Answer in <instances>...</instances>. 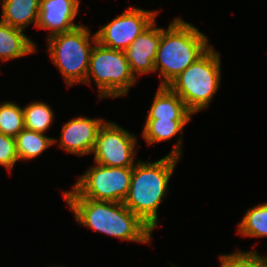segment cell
Instances as JSON below:
<instances>
[{
	"label": "cell",
	"instance_id": "obj_20",
	"mask_svg": "<svg viewBox=\"0 0 267 267\" xmlns=\"http://www.w3.org/2000/svg\"><path fill=\"white\" fill-rule=\"evenodd\" d=\"M23 129V108L14 102H0V132L15 138Z\"/></svg>",
	"mask_w": 267,
	"mask_h": 267
},
{
	"label": "cell",
	"instance_id": "obj_21",
	"mask_svg": "<svg viewBox=\"0 0 267 267\" xmlns=\"http://www.w3.org/2000/svg\"><path fill=\"white\" fill-rule=\"evenodd\" d=\"M220 267H264L257 250L219 255Z\"/></svg>",
	"mask_w": 267,
	"mask_h": 267
},
{
	"label": "cell",
	"instance_id": "obj_6",
	"mask_svg": "<svg viewBox=\"0 0 267 267\" xmlns=\"http://www.w3.org/2000/svg\"><path fill=\"white\" fill-rule=\"evenodd\" d=\"M94 79L99 98L125 96L137 79L132 74L124 51L110 49L96 42L91 50L85 83Z\"/></svg>",
	"mask_w": 267,
	"mask_h": 267
},
{
	"label": "cell",
	"instance_id": "obj_10",
	"mask_svg": "<svg viewBox=\"0 0 267 267\" xmlns=\"http://www.w3.org/2000/svg\"><path fill=\"white\" fill-rule=\"evenodd\" d=\"M105 121L101 118L76 117L66 122L61 129L59 147L70 154L87 155L93 152L100 127Z\"/></svg>",
	"mask_w": 267,
	"mask_h": 267
},
{
	"label": "cell",
	"instance_id": "obj_23",
	"mask_svg": "<svg viewBox=\"0 0 267 267\" xmlns=\"http://www.w3.org/2000/svg\"><path fill=\"white\" fill-rule=\"evenodd\" d=\"M258 255H259V257H260V259H261V261L263 263V266L267 267V257L266 256H262L260 254H258Z\"/></svg>",
	"mask_w": 267,
	"mask_h": 267
},
{
	"label": "cell",
	"instance_id": "obj_7",
	"mask_svg": "<svg viewBox=\"0 0 267 267\" xmlns=\"http://www.w3.org/2000/svg\"><path fill=\"white\" fill-rule=\"evenodd\" d=\"M95 164L79 176L70 191H63V197L123 202L130 188L133 167H106Z\"/></svg>",
	"mask_w": 267,
	"mask_h": 267
},
{
	"label": "cell",
	"instance_id": "obj_13",
	"mask_svg": "<svg viewBox=\"0 0 267 267\" xmlns=\"http://www.w3.org/2000/svg\"><path fill=\"white\" fill-rule=\"evenodd\" d=\"M153 99L146 119L191 120L193 113L168 86H159Z\"/></svg>",
	"mask_w": 267,
	"mask_h": 267
},
{
	"label": "cell",
	"instance_id": "obj_9",
	"mask_svg": "<svg viewBox=\"0 0 267 267\" xmlns=\"http://www.w3.org/2000/svg\"><path fill=\"white\" fill-rule=\"evenodd\" d=\"M157 13L128 6L122 14L95 32L97 42L110 49L125 51L155 21Z\"/></svg>",
	"mask_w": 267,
	"mask_h": 267
},
{
	"label": "cell",
	"instance_id": "obj_14",
	"mask_svg": "<svg viewBox=\"0 0 267 267\" xmlns=\"http://www.w3.org/2000/svg\"><path fill=\"white\" fill-rule=\"evenodd\" d=\"M36 44L22 29L0 20V61L17 59L36 52Z\"/></svg>",
	"mask_w": 267,
	"mask_h": 267
},
{
	"label": "cell",
	"instance_id": "obj_17",
	"mask_svg": "<svg viewBox=\"0 0 267 267\" xmlns=\"http://www.w3.org/2000/svg\"><path fill=\"white\" fill-rule=\"evenodd\" d=\"M58 140L24 128L16 137L15 145L19 161L35 159Z\"/></svg>",
	"mask_w": 267,
	"mask_h": 267
},
{
	"label": "cell",
	"instance_id": "obj_3",
	"mask_svg": "<svg viewBox=\"0 0 267 267\" xmlns=\"http://www.w3.org/2000/svg\"><path fill=\"white\" fill-rule=\"evenodd\" d=\"M210 47L208 37L181 18L171 21L167 29L161 28V41L154 60L155 72L161 75L159 86H168Z\"/></svg>",
	"mask_w": 267,
	"mask_h": 267
},
{
	"label": "cell",
	"instance_id": "obj_22",
	"mask_svg": "<svg viewBox=\"0 0 267 267\" xmlns=\"http://www.w3.org/2000/svg\"><path fill=\"white\" fill-rule=\"evenodd\" d=\"M17 161L15 138L0 132V165L11 172Z\"/></svg>",
	"mask_w": 267,
	"mask_h": 267
},
{
	"label": "cell",
	"instance_id": "obj_18",
	"mask_svg": "<svg viewBox=\"0 0 267 267\" xmlns=\"http://www.w3.org/2000/svg\"><path fill=\"white\" fill-rule=\"evenodd\" d=\"M237 233L245 237L267 236V202L247 210L238 224Z\"/></svg>",
	"mask_w": 267,
	"mask_h": 267
},
{
	"label": "cell",
	"instance_id": "obj_19",
	"mask_svg": "<svg viewBox=\"0 0 267 267\" xmlns=\"http://www.w3.org/2000/svg\"><path fill=\"white\" fill-rule=\"evenodd\" d=\"M24 128L45 133L53 123L54 112L48 103L31 102L23 108Z\"/></svg>",
	"mask_w": 267,
	"mask_h": 267
},
{
	"label": "cell",
	"instance_id": "obj_16",
	"mask_svg": "<svg viewBox=\"0 0 267 267\" xmlns=\"http://www.w3.org/2000/svg\"><path fill=\"white\" fill-rule=\"evenodd\" d=\"M1 21L24 30L28 25L36 27L39 17L40 0H3Z\"/></svg>",
	"mask_w": 267,
	"mask_h": 267
},
{
	"label": "cell",
	"instance_id": "obj_5",
	"mask_svg": "<svg viewBox=\"0 0 267 267\" xmlns=\"http://www.w3.org/2000/svg\"><path fill=\"white\" fill-rule=\"evenodd\" d=\"M47 41L52 63L61 72L67 86L85 83L91 50L97 42L96 34L91 36L90 29L81 25L47 38Z\"/></svg>",
	"mask_w": 267,
	"mask_h": 267
},
{
	"label": "cell",
	"instance_id": "obj_2",
	"mask_svg": "<svg viewBox=\"0 0 267 267\" xmlns=\"http://www.w3.org/2000/svg\"><path fill=\"white\" fill-rule=\"evenodd\" d=\"M179 159L168 154L154 163L138 160L133 167L123 203L152 230L158 225V208L168 192L169 179Z\"/></svg>",
	"mask_w": 267,
	"mask_h": 267
},
{
	"label": "cell",
	"instance_id": "obj_8",
	"mask_svg": "<svg viewBox=\"0 0 267 267\" xmlns=\"http://www.w3.org/2000/svg\"><path fill=\"white\" fill-rule=\"evenodd\" d=\"M137 139L116 123L105 121L92 152L95 163L106 167H134Z\"/></svg>",
	"mask_w": 267,
	"mask_h": 267
},
{
	"label": "cell",
	"instance_id": "obj_1",
	"mask_svg": "<svg viewBox=\"0 0 267 267\" xmlns=\"http://www.w3.org/2000/svg\"><path fill=\"white\" fill-rule=\"evenodd\" d=\"M80 225L121 240L150 244L152 229L123 202L64 198Z\"/></svg>",
	"mask_w": 267,
	"mask_h": 267
},
{
	"label": "cell",
	"instance_id": "obj_4",
	"mask_svg": "<svg viewBox=\"0 0 267 267\" xmlns=\"http://www.w3.org/2000/svg\"><path fill=\"white\" fill-rule=\"evenodd\" d=\"M220 67V53L210 47L201 57L180 73L168 87L195 114L209 106L220 87Z\"/></svg>",
	"mask_w": 267,
	"mask_h": 267
},
{
	"label": "cell",
	"instance_id": "obj_11",
	"mask_svg": "<svg viewBox=\"0 0 267 267\" xmlns=\"http://www.w3.org/2000/svg\"><path fill=\"white\" fill-rule=\"evenodd\" d=\"M80 0H40L39 17L36 27L48 29L50 38L72 31L81 26L74 19L79 12Z\"/></svg>",
	"mask_w": 267,
	"mask_h": 267
},
{
	"label": "cell",
	"instance_id": "obj_12",
	"mask_svg": "<svg viewBox=\"0 0 267 267\" xmlns=\"http://www.w3.org/2000/svg\"><path fill=\"white\" fill-rule=\"evenodd\" d=\"M154 21L124 51L132 74L142 76L155 72L154 60L161 41V28Z\"/></svg>",
	"mask_w": 267,
	"mask_h": 267
},
{
	"label": "cell",
	"instance_id": "obj_15",
	"mask_svg": "<svg viewBox=\"0 0 267 267\" xmlns=\"http://www.w3.org/2000/svg\"><path fill=\"white\" fill-rule=\"evenodd\" d=\"M189 121H171L170 119H146L145 126L142 131V137L148 145L158 144L161 141L170 140L172 137L180 134L175 147L170 151L169 155L181 158L182 155V132Z\"/></svg>",
	"mask_w": 267,
	"mask_h": 267
}]
</instances>
